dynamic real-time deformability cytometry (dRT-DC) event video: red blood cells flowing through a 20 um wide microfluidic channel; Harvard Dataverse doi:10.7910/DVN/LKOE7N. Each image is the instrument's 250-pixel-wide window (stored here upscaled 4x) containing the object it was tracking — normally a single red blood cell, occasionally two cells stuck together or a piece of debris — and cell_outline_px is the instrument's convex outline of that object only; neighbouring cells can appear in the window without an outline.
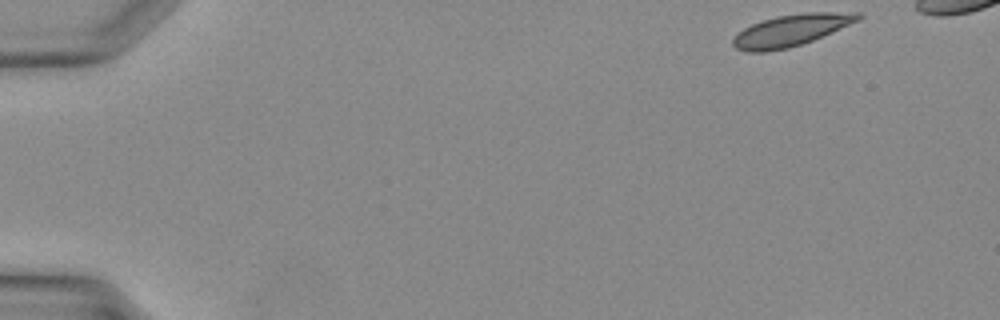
{"species": "Egyptian fruit bat (a non-hibernating species)", "species_latin": "Rousettus aegyptiacus", "temperature_condition": "warm", "stored_images_in_passage": 8, "camera_frame_rate_fps": 3000, "um_per_image_px": 0.085, "animal": {"sex": "female"}, "frame": {"image": 1, "passage_image": 1, "time_ms": 0.0, "image_size_px": [1000, 320], "cell_outline_px": [[864, 16], [860, 20], [812, 40], [788, 48], [768, 52], [744, 52], [736, 48], [732, 44], [732, 40], [744, 28], [752, 24], [764, 20], [780, 16], [808, 12], [860, 12]], "centroid_in_image_um": [67.26, 2.58], "position_along_channel_um": 17.7, "area_um2": 22.83}}